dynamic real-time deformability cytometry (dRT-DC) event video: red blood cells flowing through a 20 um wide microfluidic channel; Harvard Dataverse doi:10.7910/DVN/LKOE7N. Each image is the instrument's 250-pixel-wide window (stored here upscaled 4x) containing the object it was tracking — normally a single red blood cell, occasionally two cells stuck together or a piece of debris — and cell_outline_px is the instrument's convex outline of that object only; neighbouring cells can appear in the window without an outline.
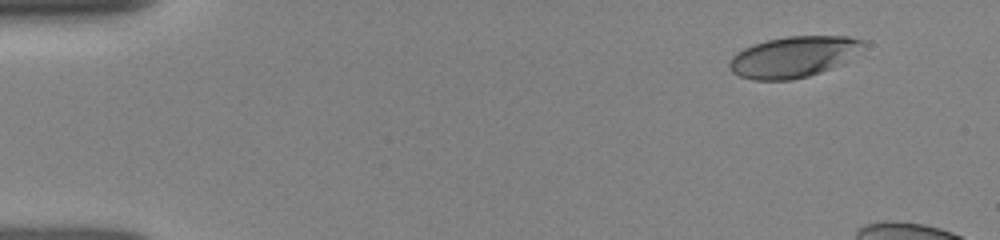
{"species": "human", "species_latin": "Homo sapiens", "temperature_condition": "room temperature", "stored_images_in_passage": 10, "camera_frame_rate_fps": 3000, "um_per_image_px": 0.085, "donor": {"sex": "female"}, "frame": {"image": 1, "passage_image": 2, "time_ms": 1.0, "image_size_px": [1000, 240], "cell_outline_px": [[864, 44], [844, 64], [808, 76], [792, 80], [752, 80], [740, 76], [732, 72], [728, 64], [732, 56], [744, 48], [768, 40], [788, 36], [848, 36], [864, 40]], "centroid_in_image_um": [67.44, 4.84], "position_along_channel_um": 17.6, "area_um2": 31.79}}